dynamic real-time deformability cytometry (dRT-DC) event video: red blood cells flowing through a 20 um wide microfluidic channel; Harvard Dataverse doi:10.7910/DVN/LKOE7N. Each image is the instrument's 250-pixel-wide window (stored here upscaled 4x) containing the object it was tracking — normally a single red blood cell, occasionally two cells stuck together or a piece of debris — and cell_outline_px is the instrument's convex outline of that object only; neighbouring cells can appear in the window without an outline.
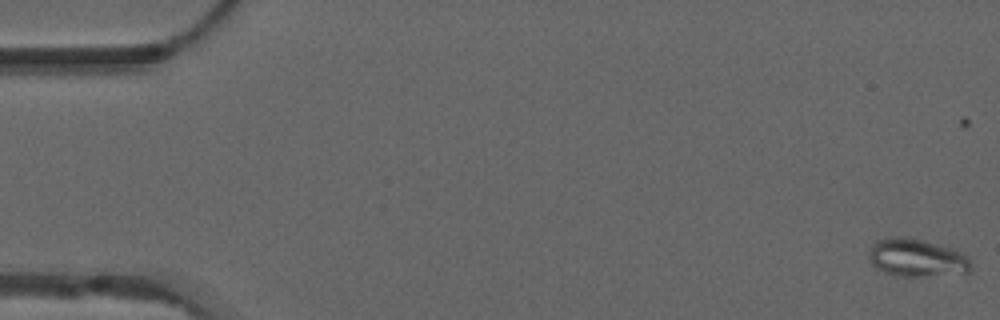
{"species": "common noctule bat (a hibernating species)", "species_latin": "Nyctalus noctula", "temperature_condition": "warm", "stored_images_in_passage": 55, "camera_frame_rate_fps": 3000, "um_per_image_px": 0.085, "animal": {"sex": "male", "forearm_length_mm": 52.5}, "frame": {"image": 1, "passage_image": 1, "time_ms": 0.0, "image_size_px": [1000, 320], "cell_outline_px": [[972, 272], [920, 276], [896, 276], [884, 272], [872, 264], [868, 256], [868, 252], [872, 244], [876, 240], [884, 236], [908, 236], [952, 248], [968, 256], [972, 264]], "centroid_in_image_um": [77.9, 21.89], "position_along_channel_um": 7.1, "area_um2": 22.89}}
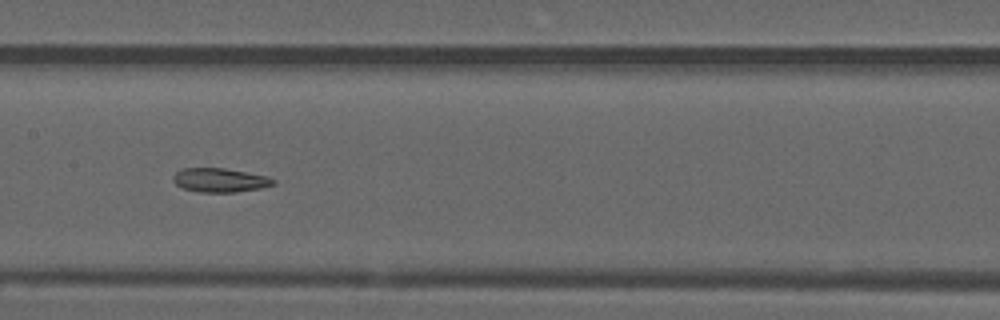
{"frame": {"image": 2, "passage_image": 27, "time_ms": 8.667, "image_size_px": [1000, 320], "cell_outline_px": [[276, 184], [260, 188], [236, 192], [200, 192], [184, 188], [176, 184], [172, 180], [172, 176], [176, 172], [184, 168], [224, 168], [268, 176], [276, 180]], "centroid_in_image_um": [18.71, 15.31], "position_along_channel_um": 188.7, "area_um2": 13.99}}
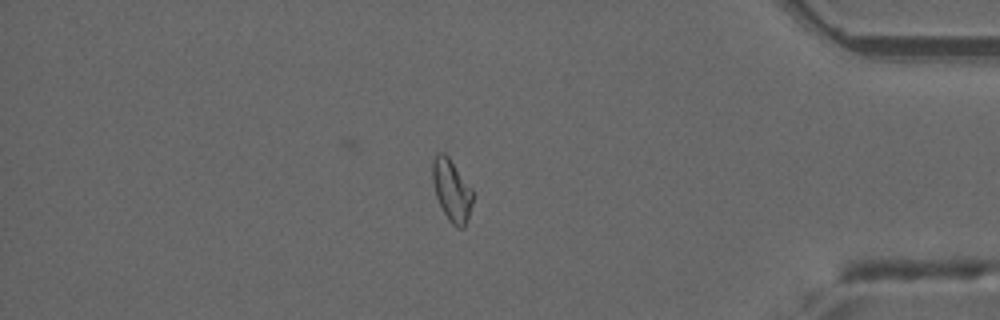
{"frame": {"image": 3, "passage_image": 46, "time_ms": 15.0, "image_size_px": [1000, 320], "cell_outline_px": [[472, 204], [464, 228], [456, 228], [448, 220], [436, 196], [432, 180], [432, 160], [440, 152], [444, 152], [448, 156], [472, 188]], "centroid_in_image_um": [38.39, 16.17], "position_along_channel_um": 396.8, "area_um2": 14.39}, "authors_computed_cell_mechanics": {"area_um2": 16.0684, "velocity_mm_per_s": 3.8318, "shape_relaxation_time_tau1_ms": null, "shape_relaxation_time_tau2_ms": 5.879, "deformation_change_tau1": null, "deformation_change_tau2": 0.1396}}